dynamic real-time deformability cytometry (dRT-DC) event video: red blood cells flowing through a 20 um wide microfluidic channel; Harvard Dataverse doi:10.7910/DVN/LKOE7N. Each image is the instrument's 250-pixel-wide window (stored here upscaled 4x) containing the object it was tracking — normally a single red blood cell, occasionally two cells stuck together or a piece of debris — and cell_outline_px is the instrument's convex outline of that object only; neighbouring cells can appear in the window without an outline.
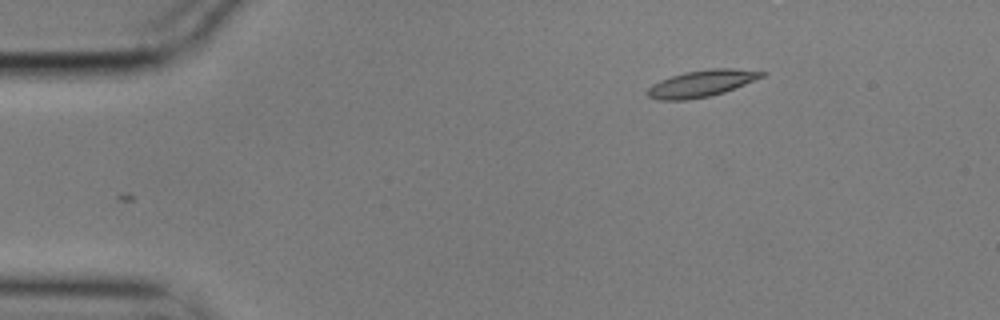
{"species": "common noctule bat (a hibernating species)", "species_latin": "Nyctalus noctula", "temperature_condition": "cold", "stored_images_in_passage": 49, "camera_frame_rate_fps": 3000, "um_per_image_px": 0.085, "animal": {"sex": "male", "body_mass_g": 17.9}, "frame": {"image": 1, "passage_image": 1, "time_ms": 0.0, "image_size_px": [1000, 320], "cell_outline_px": [[768, 72], [764, 76], [724, 92], [708, 96], [684, 100], [656, 100], [648, 96], [644, 92], [652, 84], [660, 80], [684, 72], [712, 68], [732, 68]], "centroid_in_image_um": [59.59, 7.09], "position_along_channel_um": 25.4, "area_um2": 17.69}}
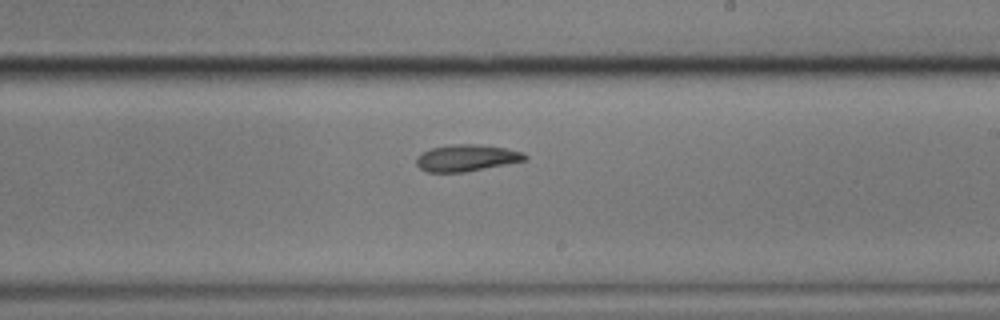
{"frame": {"image": 2, "passage_image": 26, "time_ms": 8.333, "image_size_px": [1000, 320], "cell_outline_px": [[528, 156], [524, 160], [464, 172], [428, 172], [420, 168], [416, 164], [416, 156], [432, 148], [452, 144], [476, 144], [504, 148], [524, 152]], "centroid_in_image_um": [39.62, 13.42], "position_along_channel_um": 249.4, "area_um2": 16.59}}
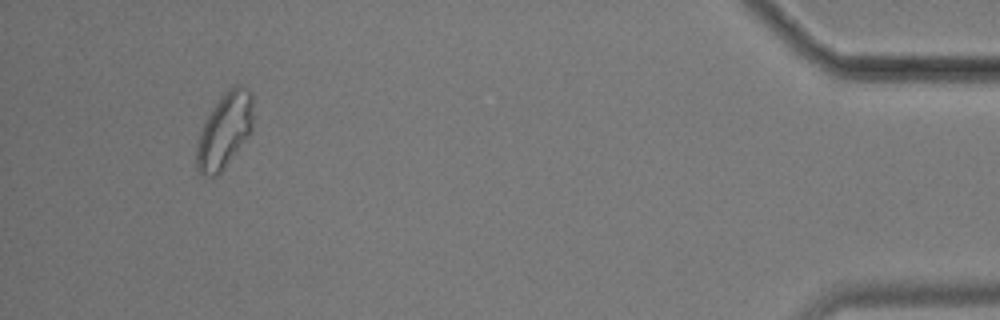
{"frame": {"image": 3, "passage_image": 46, "time_ms": 15.0, "image_size_px": [1000, 320], "cell_outline_px": [[252, 128], [248, 136], [224, 168], [216, 176], [200, 176], [196, 168], [196, 148], [200, 132], [212, 108], [224, 92], [228, 88], [236, 84], [240, 84], [248, 88], [252, 92]], "centroid_in_image_um": [19.08, 11.09], "position_along_channel_um": 416.1, "area_um2": 24.74}, "authors_computed_cell_mechanics": {"area_um2": 17.6868, "velocity_mm_per_s": 3.4982, "shape_relaxation_time_tau1_ms": 7.4283, "shape_relaxation_time_tau2_ms": null, "deformation_change_tau1": 0.165, "deformation_change_tau2": null}}